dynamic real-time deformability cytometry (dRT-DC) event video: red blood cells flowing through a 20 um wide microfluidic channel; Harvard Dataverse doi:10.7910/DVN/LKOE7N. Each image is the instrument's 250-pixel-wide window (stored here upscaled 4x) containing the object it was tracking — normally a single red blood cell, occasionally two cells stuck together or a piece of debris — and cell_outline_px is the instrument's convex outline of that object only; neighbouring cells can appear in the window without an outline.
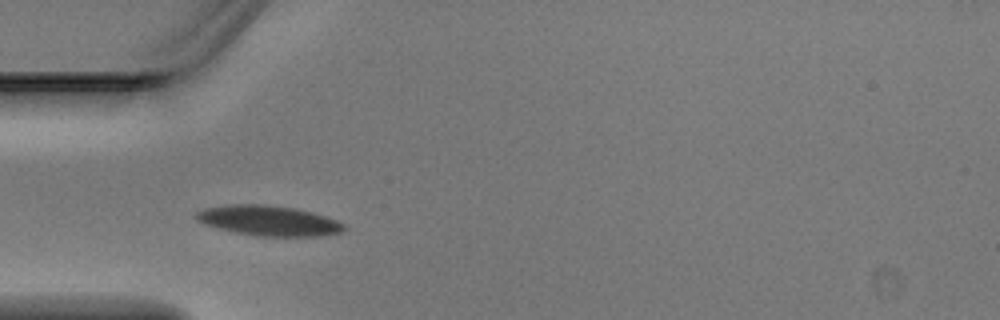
{"species": "Egyptian fruit bat (a non-hibernating species)", "species_latin": "Rousettus aegyptiacus", "temperature_condition": "warm", "stored_images_in_passage": 4, "camera_frame_rate_fps": 3000, "um_per_image_px": 0.085, "animal": {"sex": "male"}, "frame": {"image": 1, "passage_image": 2, "time_ms": 0.333, "image_size_px": [1000, 320], "cell_outline_px": [[348, 228], [340, 232], [320, 236], [256, 236], [236, 232], [204, 224], [196, 220], [196, 212], [204, 208], [224, 204], [264, 204], [296, 208], [312, 212], [336, 220], [344, 224]], "centroid_in_image_um": [22.83, 18.74], "position_along_channel_um": 62.2, "area_um2": 26.01}}
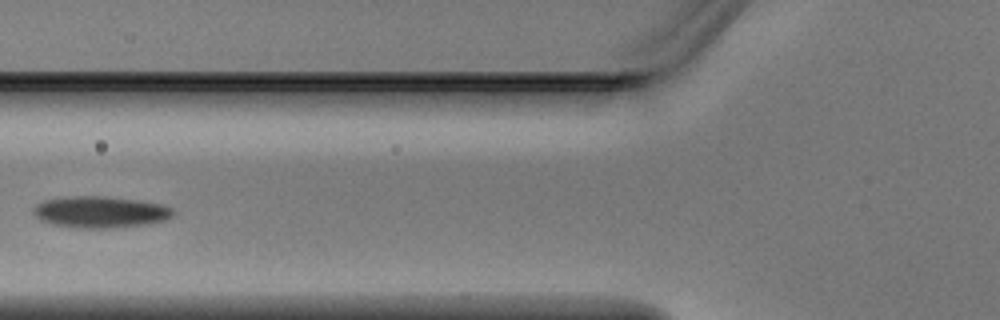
{"frame": {"image": 2, "passage_image": 3, "time_ms": 0.667, "image_size_px": [1000, 320], "cell_outline_px": [[176, 212], [172, 216], [164, 220], [148, 224], [112, 228], [80, 228], [52, 224], [40, 220], [32, 212], [32, 208], [36, 204], [44, 200], [72, 196], [104, 196], [136, 200], [160, 204], [176, 208]], "centroid_in_image_um": [8.54, 18.02], "position_along_channel_um": 117.3, "area_um2": 25.78}}
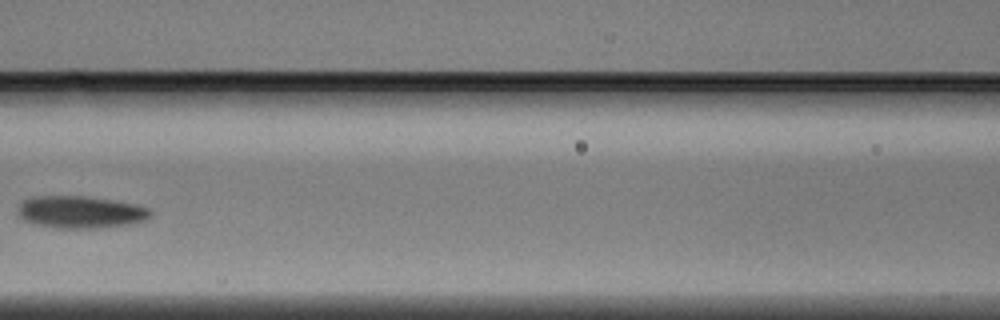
{"frame": {"image": 3, "passage_image": 4, "time_ms": 1.0, "image_size_px": [1000, 320], "cell_outline_px": [[152, 216], [148, 220], [132, 224], [96, 228], [60, 228], [36, 224], [24, 220], [16, 212], [20, 204], [24, 200], [32, 196], [88, 196], [136, 204], [152, 208]], "centroid_in_image_um": [6.9, 18.02], "position_along_channel_um": 159.7, "area_um2": 25.2}}